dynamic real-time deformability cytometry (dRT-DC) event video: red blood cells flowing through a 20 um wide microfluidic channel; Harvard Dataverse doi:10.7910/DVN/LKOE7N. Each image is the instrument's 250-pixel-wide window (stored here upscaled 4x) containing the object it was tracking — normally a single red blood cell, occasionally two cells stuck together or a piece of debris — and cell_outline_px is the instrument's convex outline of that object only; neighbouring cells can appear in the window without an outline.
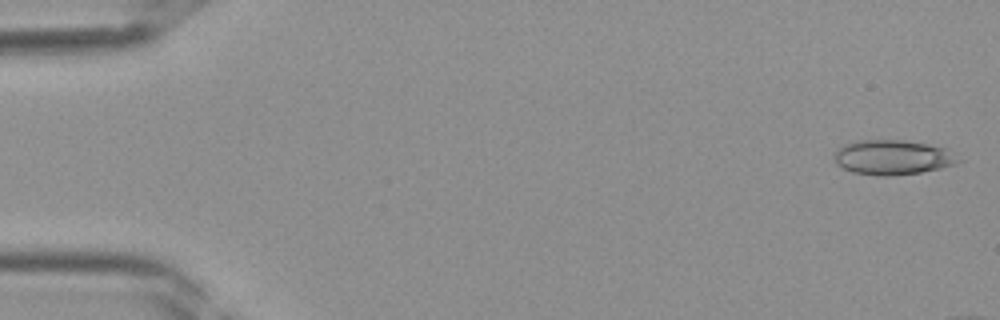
{"species": "Egyptian fruit bat (a non-hibernating species)", "species_latin": "Rousettus aegyptiacus", "temperature_condition": "room temperature", "stored_images_in_passage": 9, "camera_frame_rate_fps": 3000, "um_per_image_px": 0.085, "frame": {"image": 1, "passage_image": 1, "time_ms": 0.0, "image_size_px": [1000, 320], "cell_outline_px": [[964, 160], [956, 164], [940, 168], [920, 172], [888, 176], [880, 176], [852, 172], [836, 164], [832, 156], [836, 148], [844, 144], [860, 140], [904, 140], [928, 144], [944, 148]], "centroid_in_image_um": [75.85, 13.37], "position_along_channel_um": 9.2, "area_um2": 25.26}}